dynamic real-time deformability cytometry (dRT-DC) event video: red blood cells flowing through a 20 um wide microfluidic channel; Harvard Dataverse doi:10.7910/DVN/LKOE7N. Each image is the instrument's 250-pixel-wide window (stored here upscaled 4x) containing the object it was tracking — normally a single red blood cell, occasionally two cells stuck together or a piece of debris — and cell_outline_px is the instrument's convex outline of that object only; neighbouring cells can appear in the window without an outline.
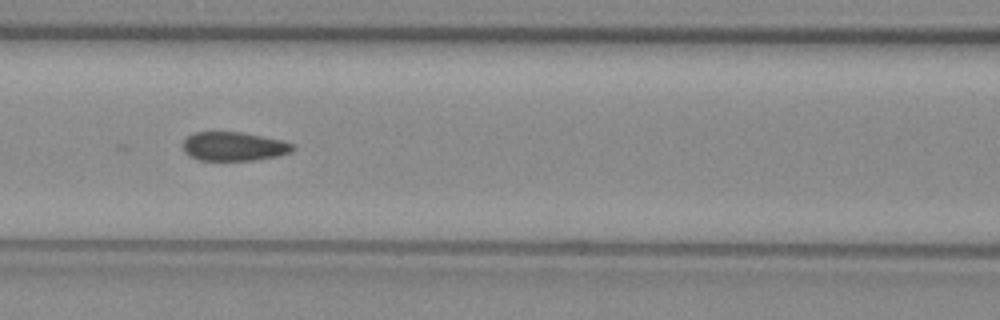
{"species": "common noctule bat (a hibernating species)", "species_latin": "Nyctalus noctula", "temperature_condition": "warm", "stored_images_in_passage": 50, "camera_frame_rate_fps": 3000, "um_per_image_px": 0.085, "animal": {"sex": "female", "body_mass_g": 29.2, "forearm_length_mm": 56.3}, "frame": {"image": 1, "passage_image": 22, "time_ms": 7.0, "image_size_px": [1000, 320], "cell_outline_px": [[296, 148], [292, 152], [276, 156], [256, 160], [200, 160], [188, 156], [184, 152], [184, 140], [188, 136], [196, 132], [240, 132], [280, 140], [292, 144]], "centroid_in_image_um": [19.86, 12.45], "position_along_channel_um": 146.7, "area_um2": 18.32}}
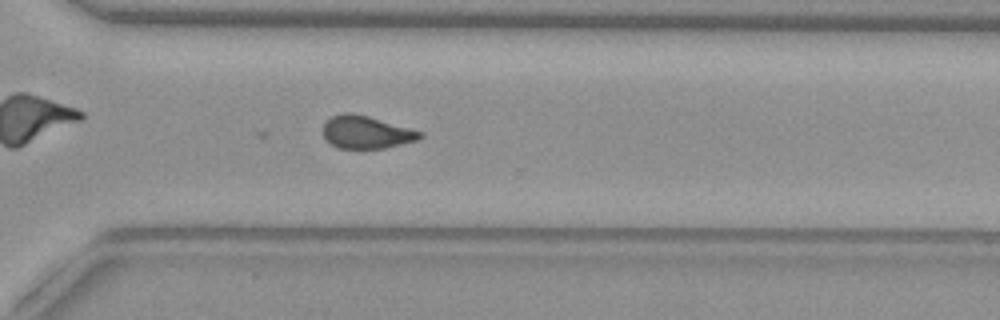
{"frame": {"image": 2, "passage_image": 37, "time_ms": 12.0, "image_size_px": [1000, 320], "cell_outline_px": [[424, 136], [420, 140], [384, 148], [336, 148], [324, 136], [324, 124], [332, 116], [344, 112], [352, 112], [368, 116], [424, 132]], "centroid_in_image_um": [31.18, 11.23], "position_along_channel_um": 339.4, "area_um2": 18.44}}